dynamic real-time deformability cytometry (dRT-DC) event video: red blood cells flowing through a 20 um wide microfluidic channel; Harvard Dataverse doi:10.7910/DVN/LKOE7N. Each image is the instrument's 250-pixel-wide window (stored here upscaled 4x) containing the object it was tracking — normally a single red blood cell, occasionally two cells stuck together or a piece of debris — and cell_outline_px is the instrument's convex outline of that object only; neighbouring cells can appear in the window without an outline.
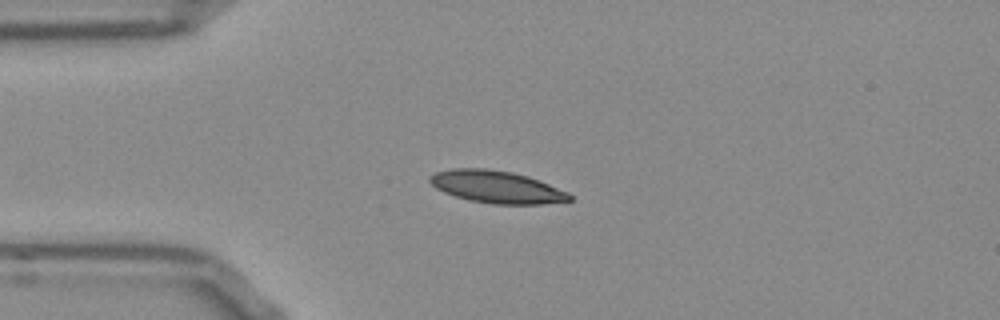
{"species": "Egyptian fruit bat (a non-hibernating species)", "species_latin": "Rousettus aegyptiacus", "temperature_condition": "room temperature", "stored_images_in_passage": 41, "camera_frame_rate_fps": 3000, "um_per_image_px": 0.085, "frame": {"image": 1, "passage_image": 1, "time_ms": 0.0, "image_size_px": [1000, 320], "cell_outline_px": [[572, 200], [540, 204], [492, 204], [468, 200], [444, 192], [436, 188], [428, 180], [428, 176], [436, 172], [452, 168], [488, 168], [512, 172], [528, 176], [568, 192], [572, 196]], "centroid_in_image_um": [42.19, 15.88], "position_along_channel_um": 42.8, "area_um2": 26.3}}
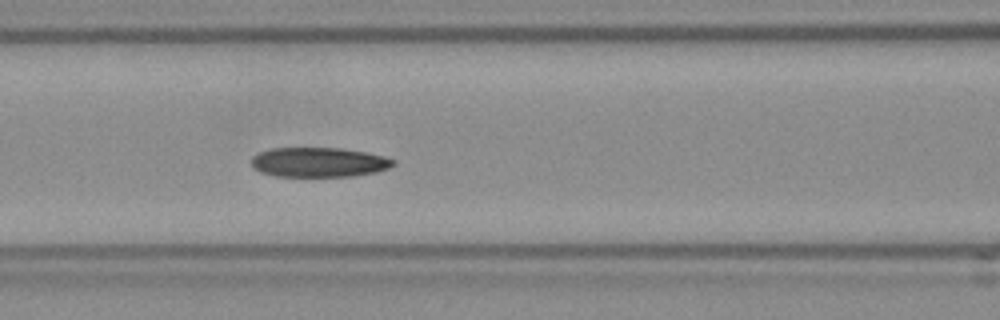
{"frame": {"image": 2, "passage_image": 10, "time_ms": 3.0, "image_size_px": [1000, 320], "cell_outline_px": [[396, 164], [388, 168], [376, 172], [352, 176], [276, 176], [260, 172], [252, 168], [252, 156], [260, 152], [272, 148], [340, 148], [364, 152], [384, 156], [396, 160]], "centroid_in_image_um": [27.1, 13.79], "position_along_channel_um": 139.5, "area_um2": 24.51}}
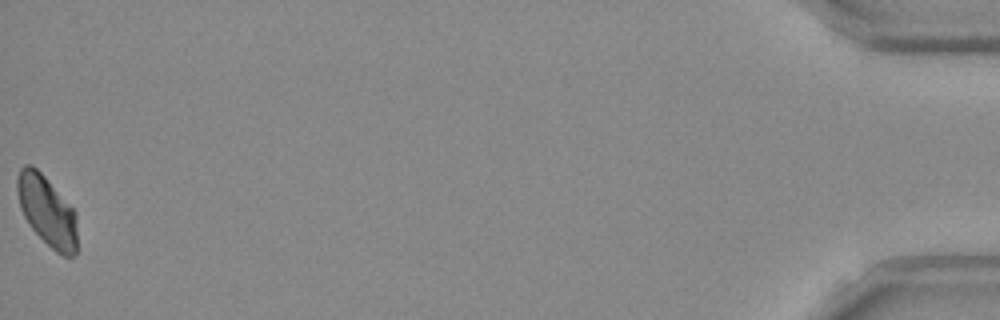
{"frame": {"image": 3, "passage_image": 41, "time_ms": 13.333, "image_size_px": [1000, 320], "cell_outline_px": [[76, 252], [72, 256], [64, 256], [56, 252], [32, 228], [24, 216], [20, 208], [16, 192], [16, 180], [20, 168], [24, 164], [32, 164], [44, 176], [76, 212]], "centroid_in_image_um": [3.97, 17.9], "position_along_channel_um": 431.2, "area_um2": 24.28}, "authors_computed_cell_mechanics": {"area_um2": 25.2008, "velocity_mm_per_s": 3.8392, "shape_relaxation_time_tau1_ms": 9.9707, "shape_relaxation_time_tau2_ms": 5.963, "deformation_change_tau1": 0.167, "deformation_change_tau2": 0.0999}}